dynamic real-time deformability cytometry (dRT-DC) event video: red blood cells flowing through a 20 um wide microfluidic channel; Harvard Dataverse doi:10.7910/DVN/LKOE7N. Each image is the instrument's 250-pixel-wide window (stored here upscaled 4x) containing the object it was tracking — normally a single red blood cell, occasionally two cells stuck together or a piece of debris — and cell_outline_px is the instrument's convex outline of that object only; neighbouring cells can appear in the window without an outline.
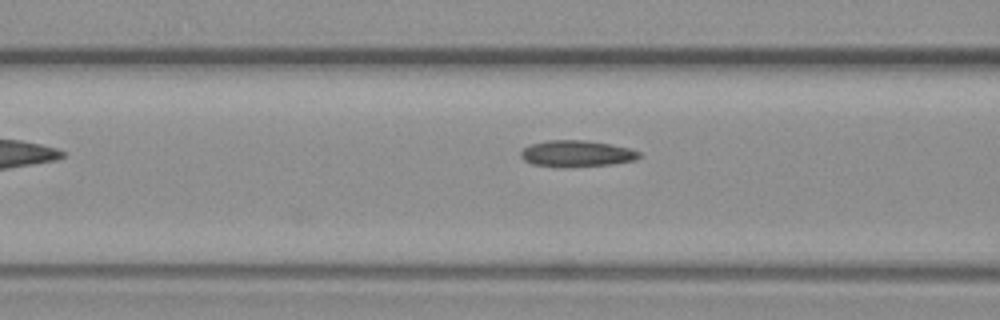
{"species": "common noctule bat (a hibernating species)", "species_latin": "Nyctalus noctula", "temperature_condition": "warm", "stored_images_in_passage": 5, "camera_frame_rate_fps": 3000, "um_per_image_px": 0.085, "animal": {"sex": "female", "body_mass_g": 19.3, "forearm_length_mm": 54.1}, "frame": {"image": 1, "passage_image": 4, "time_ms": 3.667, "image_size_px": [1000, 320], "cell_outline_px": [[640, 156], [636, 160], [612, 164], [532, 164], [524, 160], [520, 156], [520, 152], [524, 148], [532, 144], [548, 140], [584, 140], [608, 144], [628, 148], [640, 152]], "centroid_in_image_um": [49.03, 13.0], "position_along_channel_um": 117.6, "area_um2": 17.05}}
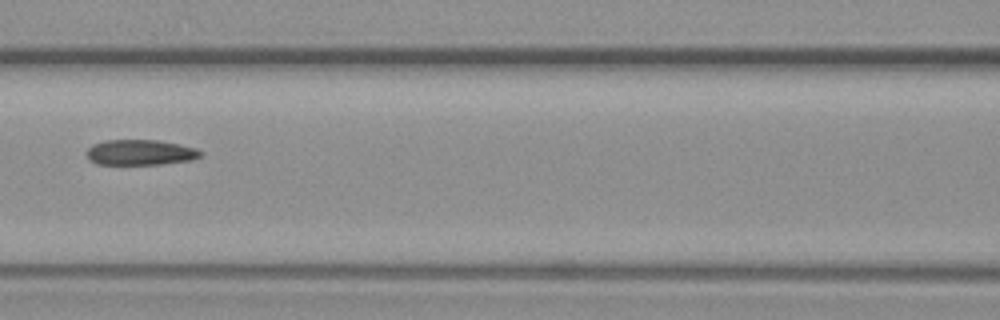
{"frame": {"image": 2, "passage_image": 5, "time_ms": 4.667, "image_size_px": [1000, 320], "cell_outline_px": [[204, 152], [200, 156], [192, 160], [160, 164], [96, 164], [88, 160], [88, 148], [92, 144], [104, 140], [160, 140], [180, 144], [196, 148]], "centroid_in_image_um": [11.94, 12.95], "position_along_channel_um": 154.7, "area_um2": 16.99}}